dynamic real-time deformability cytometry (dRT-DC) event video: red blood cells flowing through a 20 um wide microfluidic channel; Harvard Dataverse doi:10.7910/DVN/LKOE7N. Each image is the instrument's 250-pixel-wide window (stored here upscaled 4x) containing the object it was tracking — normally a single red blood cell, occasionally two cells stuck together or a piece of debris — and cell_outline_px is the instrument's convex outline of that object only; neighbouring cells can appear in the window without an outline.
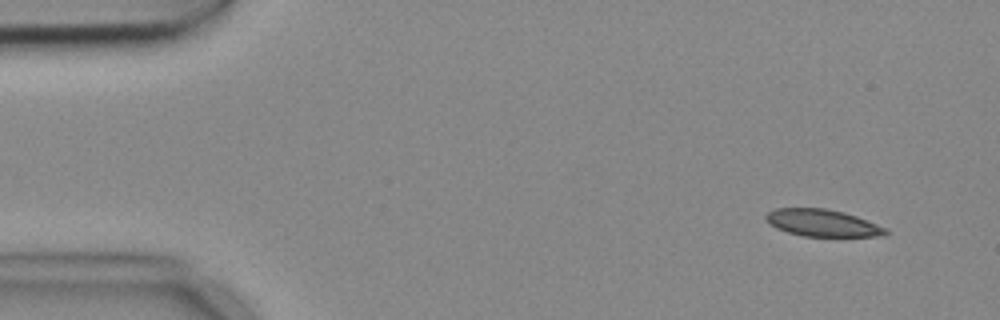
{"species": "common noctule bat (a hibernating species)", "species_latin": "Nyctalus noctula", "temperature_condition": "cold", "stored_images_in_passage": 4, "camera_frame_rate_fps": 3000, "um_per_image_px": 0.085, "animal": {"sex": "female", "body_mass_g": 18.4}, "frame": {"image": 1, "passage_image": 1, "time_ms": 0.0, "image_size_px": [1000, 320], "cell_outline_px": [[888, 232], [884, 236], [804, 236], [788, 232], [776, 228], [768, 224], [764, 220], [764, 216], [768, 212], [776, 208], [824, 208], [844, 212], [856, 216], [888, 228]], "centroid_in_image_um": [69.88, 18.94], "position_along_channel_um": 15.1, "area_um2": 18.96}}